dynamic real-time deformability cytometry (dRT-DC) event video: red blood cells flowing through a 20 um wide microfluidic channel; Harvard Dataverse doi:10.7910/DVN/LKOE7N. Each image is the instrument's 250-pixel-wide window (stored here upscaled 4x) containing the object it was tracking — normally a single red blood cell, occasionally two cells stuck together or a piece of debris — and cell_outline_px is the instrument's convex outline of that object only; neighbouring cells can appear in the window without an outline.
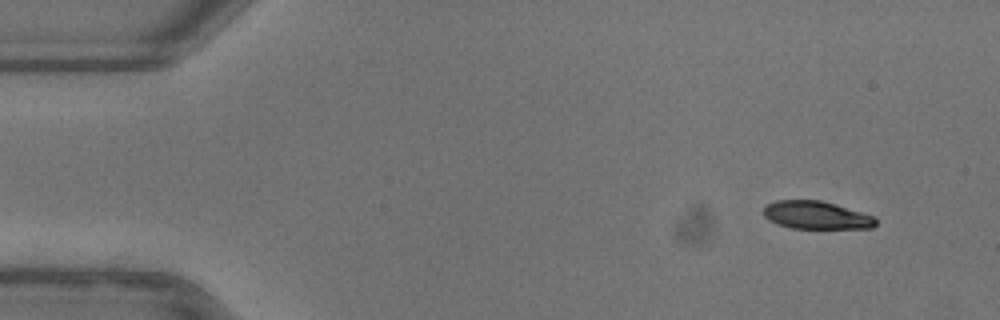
{"species": "common noctule bat (a hibernating species)", "species_latin": "Nyctalus noctula", "temperature_condition": "warm", "stored_images_in_passage": 49, "camera_frame_rate_fps": 3000, "um_per_image_px": 0.085, "animal": {"sex": "female"}, "frame": {"image": 1, "passage_image": 1, "time_ms": 0.0, "image_size_px": [1000, 320], "cell_outline_px": [[876, 224], [872, 228], [792, 228], [776, 224], [768, 220], [764, 216], [764, 204], [776, 200], [820, 200], [836, 204], [876, 216]], "centroid_in_image_um": [69.37, 18.28], "position_along_channel_um": 15.6, "area_um2": 18.44}}
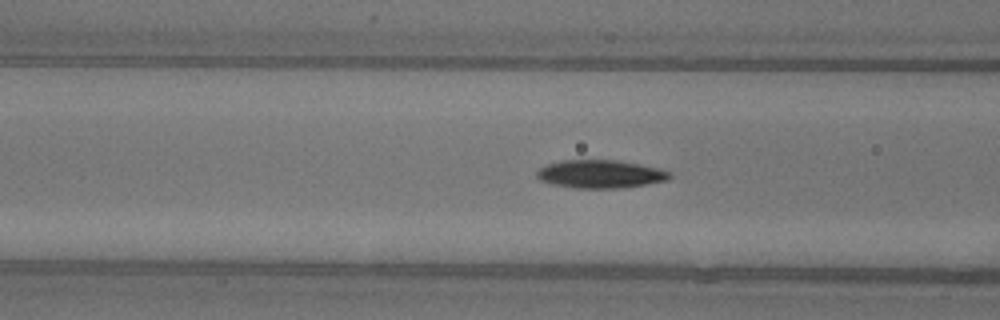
{"frame": {"image": 2, "passage_image": 17, "time_ms": 5.333, "image_size_px": [1000, 320], "cell_outline_px": [[672, 176], [668, 180], [624, 188], [576, 188], [552, 184], [540, 180], [536, 176], [536, 172], [540, 168], [548, 164], [564, 160], [616, 160], [656, 168], [668, 172]], "centroid_in_image_um": [51.0, 14.8], "position_along_channel_um": 115.6, "area_um2": 21.5}}
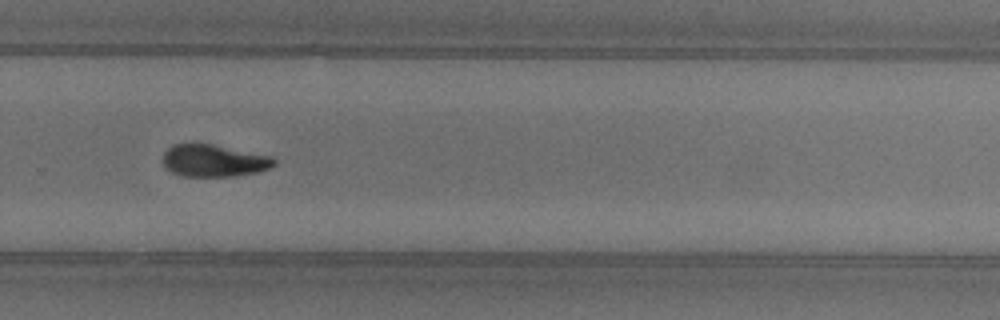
{"frame": {"image": 3, "passage_image": 32, "time_ms": 10.333, "image_size_px": [1000, 320], "cell_outline_px": [[276, 164], [260, 172], [236, 176], [184, 176], [172, 172], [164, 168], [164, 152], [172, 144], [196, 140], [272, 156], [276, 160]], "centroid_in_image_um": [18.16, 13.61], "position_along_channel_um": 311.6, "area_um2": 21.62}, "authors_computed_cell_mechanics": {"area_um2": 21.0392, "velocity_mm_per_s": 3.9364, "shape_relaxation_time_tau1_ms": 3.3135, "shape_relaxation_time_tau2_ms": null, "deformation_change_tau1": 0.1523, "deformation_change_tau2": null}}